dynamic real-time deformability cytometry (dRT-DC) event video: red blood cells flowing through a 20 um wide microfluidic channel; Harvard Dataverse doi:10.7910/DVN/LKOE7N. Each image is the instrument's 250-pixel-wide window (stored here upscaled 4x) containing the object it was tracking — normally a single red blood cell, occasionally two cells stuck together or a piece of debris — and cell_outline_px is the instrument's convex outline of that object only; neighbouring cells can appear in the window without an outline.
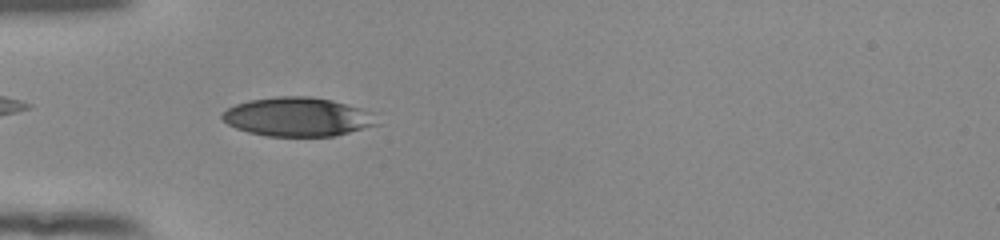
{"species": "human", "species_latin": "Homo sapiens", "temperature_condition": "room temperature", "stored_images_in_passage": 53, "camera_frame_rate_fps": 3000, "um_per_image_px": 0.085, "donor": {"sex": "female"}, "frame": {"image": 1, "passage_image": 17, "time_ms": 5.333, "image_size_px": [1000, 240], "cell_outline_px": [[380, 124], [336, 136], [268, 136], [248, 132], [236, 128], [228, 124], [220, 116], [228, 108], [236, 104], [248, 100], [276, 96], [312, 96], [332, 100], [376, 112]], "centroid_in_image_um": [25.37, 9.93], "position_along_channel_um": 59.6, "area_um2": 35.49}}
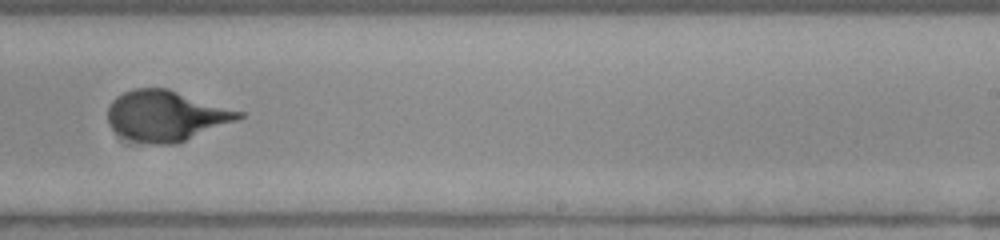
{"frame": {"image": 2, "passage_image": 34, "time_ms": 11.0, "image_size_px": [1000, 240], "cell_outline_px": [[244, 116], [236, 120], [176, 144], [152, 144], [132, 140], [116, 132], [108, 124], [108, 108], [112, 100], [116, 96], [124, 92], [136, 88], [168, 88], [244, 112]], "centroid_in_image_um": [14.1, 9.83], "position_along_channel_um": 274.9, "area_um2": 38.32}}
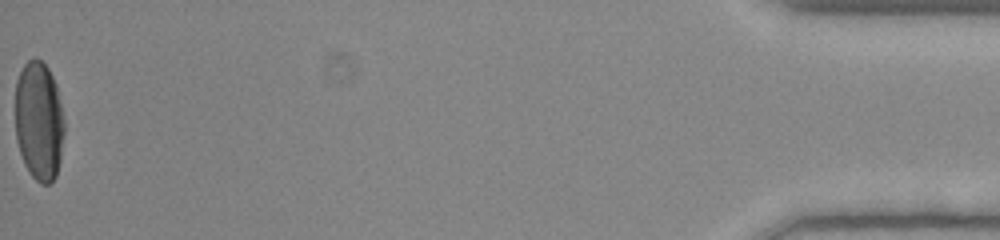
{"frame": {"image": 3, "passage_image": 53, "time_ms": 17.333, "image_size_px": [1000, 240], "cell_outline_px": [[64, 132], [60, 160], [56, 176], [48, 184], [40, 184], [32, 176], [24, 164], [16, 140], [16, 80], [24, 64], [32, 56], [36, 56], [48, 68], [56, 84], [64, 120]], "centroid_in_image_um": [3.31, 10.27], "position_along_channel_um": 431.9, "area_um2": 34.22}, "authors_computed_cell_mechanics": {"area_um2": 37.859, "velocity_mm_per_s": 3.9123, "shape_relaxation_time_tau1_ms": 4.8979, "shape_relaxation_time_tau2_ms": null, "deformation_change_tau1": 0.2159, "deformation_change_tau2": null}}